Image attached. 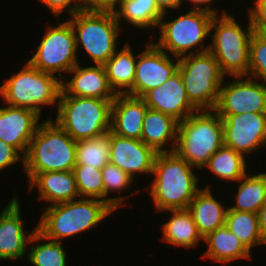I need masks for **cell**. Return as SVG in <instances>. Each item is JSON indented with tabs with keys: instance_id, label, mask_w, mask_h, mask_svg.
<instances>
[{
	"instance_id": "b9f144b4",
	"label": "cell",
	"mask_w": 266,
	"mask_h": 266,
	"mask_svg": "<svg viewBox=\"0 0 266 266\" xmlns=\"http://www.w3.org/2000/svg\"><path fill=\"white\" fill-rule=\"evenodd\" d=\"M158 8L168 14V9H179L181 7V0H155Z\"/></svg>"
},
{
	"instance_id": "4316f807",
	"label": "cell",
	"mask_w": 266,
	"mask_h": 266,
	"mask_svg": "<svg viewBox=\"0 0 266 266\" xmlns=\"http://www.w3.org/2000/svg\"><path fill=\"white\" fill-rule=\"evenodd\" d=\"M118 6L113 12L119 25L124 20L136 29L158 28L164 14L155 0H120Z\"/></svg>"
},
{
	"instance_id": "44dd1931",
	"label": "cell",
	"mask_w": 266,
	"mask_h": 266,
	"mask_svg": "<svg viewBox=\"0 0 266 266\" xmlns=\"http://www.w3.org/2000/svg\"><path fill=\"white\" fill-rule=\"evenodd\" d=\"M178 126L179 121L172 116L148 108L142 123L141 141L157 153L173 152L177 144ZM166 145L170 148L168 146L166 149Z\"/></svg>"
},
{
	"instance_id": "6da1fadb",
	"label": "cell",
	"mask_w": 266,
	"mask_h": 266,
	"mask_svg": "<svg viewBox=\"0 0 266 266\" xmlns=\"http://www.w3.org/2000/svg\"><path fill=\"white\" fill-rule=\"evenodd\" d=\"M175 151L157 153L153 164L155 178L149 188L155 211L188 209L199 187L197 173Z\"/></svg>"
},
{
	"instance_id": "8d00e7d4",
	"label": "cell",
	"mask_w": 266,
	"mask_h": 266,
	"mask_svg": "<svg viewBox=\"0 0 266 266\" xmlns=\"http://www.w3.org/2000/svg\"><path fill=\"white\" fill-rule=\"evenodd\" d=\"M18 162L24 167V156L15 147L0 140V173Z\"/></svg>"
},
{
	"instance_id": "7c38bea8",
	"label": "cell",
	"mask_w": 266,
	"mask_h": 266,
	"mask_svg": "<svg viewBox=\"0 0 266 266\" xmlns=\"http://www.w3.org/2000/svg\"><path fill=\"white\" fill-rule=\"evenodd\" d=\"M234 78L231 82L224 78L215 111L219 115L266 113V84L249 76Z\"/></svg>"
},
{
	"instance_id": "7a4b0ae2",
	"label": "cell",
	"mask_w": 266,
	"mask_h": 266,
	"mask_svg": "<svg viewBox=\"0 0 266 266\" xmlns=\"http://www.w3.org/2000/svg\"><path fill=\"white\" fill-rule=\"evenodd\" d=\"M76 141L52 117L39 124L24 156L23 171L28 183L38 174L73 171Z\"/></svg>"
},
{
	"instance_id": "52a82bcc",
	"label": "cell",
	"mask_w": 266,
	"mask_h": 266,
	"mask_svg": "<svg viewBox=\"0 0 266 266\" xmlns=\"http://www.w3.org/2000/svg\"><path fill=\"white\" fill-rule=\"evenodd\" d=\"M113 100L70 96L61 89L55 122L75 141L108 133Z\"/></svg>"
},
{
	"instance_id": "ac0fdd59",
	"label": "cell",
	"mask_w": 266,
	"mask_h": 266,
	"mask_svg": "<svg viewBox=\"0 0 266 266\" xmlns=\"http://www.w3.org/2000/svg\"><path fill=\"white\" fill-rule=\"evenodd\" d=\"M41 117L27 108L0 107V140L15 147L25 156ZM40 121V122H39Z\"/></svg>"
},
{
	"instance_id": "9a60e30c",
	"label": "cell",
	"mask_w": 266,
	"mask_h": 266,
	"mask_svg": "<svg viewBox=\"0 0 266 266\" xmlns=\"http://www.w3.org/2000/svg\"><path fill=\"white\" fill-rule=\"evenodd\" d=\"M157 152L141 140L119 136L110 130L109 163L116 165L134 180L136 174H152Z\"/></svg>"
},
{
	"instance_id": "4fadbf2b",
	"label": "cell",
	"mask_w": 266,
	"mask_h": 266,
	"mask_svg": "<svg viewBox=\"0 0 266 266\" xmlns=\"http://www.w3.org/2000/svg\"><path fill=\"white\" fill-rule=\"evenodd\" d=\"M149 42L137 56L134 83L125 93L127 95L142 97L147 91L161 86L178 71L179 58L174 60V56L170 57L153 41Z\"/></svg>"
},
{
	"instance_id": "d6986e66",
	"label": "cell",
	"mask_w": 266,
	"mask_h": 266,
	"mask_svg": "<svg viewBox=\"0 0 266 266\" xmlns=\"http://www.w3.org/2000/svg\"><path fill=\"white\" fill-rule=\"evenodd\" d=\"M72 78L62 80V90L70 96L115 99L117 95L110 87L104 65L81 67L75 65L69 72Z\"/></svg>"
},
{
	"instance_id": "d4e9b609",
	"label": "cell",
	"mask_w": 266,
	"mask_h": 266,
	"mask_svg": "<svg viewBox=\"0 0 266 266\" xmlns=\"http://www.w3.org/2000/svg\"><path fill=\"white\" fill-rule=\"evenodd\" d=\"M172 216L167 222L162 223V238L174 246L185 247L188 249L198 246L199 241L203 242L202 236L199 234L192 214L188 209L167 210Z\"/></svg>"
},
{
	"instance_id": "83f0119b",
	"label": "cell",
	"mask_w": 266,
	"mask_h": 266,
	"mask_svg": "<svg viewBox=\"0 0 266 266\" xmlns=\"http://www.w3.org/2000/svg\"><path fill=\"white\" fill-rule=\"evenodd\" d=\"M236 183L238 190L235 195V204L228 207L235 211L258 213L266 201V173L246 174Z\"/></svg>"
},
{
	"instance_id": "5b68a950",
	"label": "cell",
	"mask_w": 266,
	"mask_h": 266,
	"mask_svg": "<svg viewBox=\"0 0 266 266\" xmlns=\"http://www.w3.org/2000/svg\"><path fill=\"white\" fill-rule=\"evenodd\" d=\"M223 146L222 119L215 110H199L179 122L174 151L192 167L203 169Z\"/></svg>"
},
{
	"instance_id": "7402d4cb",
	"label": "cell",
	"mask_w": 266,
	"mask_h": 266,
	"mask_svg": "<svg viewBox=\"0 0 266 266\" xmlns=\"http://www.w3.org/2000/svg\"><path fill=\"white\" fill-rule=\"evenodd\" d=\"M29 192L38 187V200L50 205L73 201L79 197L73 171L38 173L28 184Z\"/></svg>"
},
{
	"instance_id": "836d02e7",
	"label": "cell",
	"mask_w": 266,
	"mask_h": 266,
	"mask_svg": "<svg viewBox=\"0 0 266 266\" xmlns=\"http://www.w3.org/2000/svg\"><path fill=\"white\" fill-rule=\"evenodd\" d=\"M76 186L81 198L104 201V185L101 169L85 164H76L73 168Z\"/></svg>"
},
{
	"instance_id": "8fae6325",
	"label": "cell",
	"mask_w": 266,
	"mask_h": 266,
	"mask_svg": "<svg viewBox=\"0 0 266 266\" xmlns=\"http://www.w3.org/2000/svg\"><path fill=\"white\" fill-rule=\"evenodd\" d=\"M46 27L36 53L28 61L42 72L58 74L62 81L64 74L79 63L75 33L68 20Z\"/></svg>"
},
{
	"instance_id": "ffe728a7",
	"label": "cell",
	"mask_w": 266,
	"mask_h": 266,
	"mask_svg": "<svg viewBox=\"0 0 266 266\" xmlns=\"http://www.w3.org/2000/svg\"><path fill=\"white\" fill-rule=\"evenodd\" d=\"M147 109L141 97L117 94L111 106V131L122 137L141 140Z\"/></svg>"
},
{
	"instance_id": "74e56055",
	"label": "cell",
	"mask_w": 266,
	"mask_h": 266,
	"mask_svg": "<svg viewBox=\"0 0 266 266\" xmlns=\"http://www.w3.org/2000/svg\"><path fill=\"white\" fill-rule=\"evenodd\" d=\"M253 4L247 12L255 32L262 33L266 30V0H254Z\"/></svg>"
},
{
	"instance_id": "e0dca14e",
	"label": "cell",
	"mask_w": 266,
	"mask_h": 266,
	"mask_svg": "<svg viewBox=\"0 0 266 266\" xmlns=\"http://www.w3.org/2000/svg\"><path fill=\"white\" fill-rule=\"evenodd\" d=\"M141 98L148 108L168 114L179 122L198 111L187 97L179 71L161 86L147 91Z\"/></svg>"
},
{
	"instance_id": "2e32d148",
	"label": "cell",
	"mask_w": 266,
	"mask_h": 266,
	"mask_svg": "<svg viewBox=\"0 0 266 266\" xmlns=\"http://www.w3.org/2000/svg\"><path fill=\"white\" fill-rule=\"evenodd\" d=\"M21 206L15 195L0 212V260H18L27 257V244L37 230L26 232L21 218ZM30 232V233H29ZM28 233V234H27Z\"/></svg>"
},
{
	"instance_id": "277c9868",
	"label": "cell",
	"mask_w": 266,
	"mask_h": 266,
	"mask_svg": "<svg viewBox=\"0 0 266 266\" xmlns=\"http://www.w3.org/2000/svg\"><path fill=\"white\" fill-rule=\"evenodd\" d=\"M247 16V28H243L236 17L225 10L214 16L210 25L212 42L209 51L217 60L221 72L232 79L234 76H248L250 44L255 30Z\"/></svg>"
},
{
	"instance_id": "f1b7e54d",
	"label": "cell",
	"mask_w": 266,
	"mask_h": 266,
	"mask_svg": "<svg viewBox=\"0 0 266 266\" xmlns=\"http://www.w3.org/2000/svg\"><path fill=\"white\" fill-rule=\"evenodd\" d=\"M247 164L243 154L223 146L211 155L205 167L222 181L237 182L247 174Z\"/></svg>"
},
{
	"instance_id": "f35d334b",
	"label": "cell",
	"mask_w": 266,
	"mask_h": 266,
	"mask_svg": "<svg viewBox=\"0 0 266 266\" xmlns=\"http://www.w3.org/2000/svg\"><path fill=\"white\" fill-rule=\"evenodd\" d=\"M81 2L83 9L86 10L114 11L120 0H81Z\"/></svg>"
},
{
	"instance_id": "ab89813d",
	"label": "cell",
	"mask_w": 266,
	"mask_h": 266,
	"mask_svg": "<svg viewBox=\"0 0 266 266\" xmlns=\"http://www.w3.org/2000/svg\"><path fill=\"white\" fill-rule=\"evenodd\" d=\"M183 1L185 2V0H181V6L183 4ZM186 1L188 2L190 1V3L193 5L191 10L204 11L214 16L219 14L216 8L210 6L215 2V0H186Z\"/></svg>"
},
{
	"instance_id": "4dcf8cb0",
	"label": "cell",
	"mask_w": 266,
	"mask_h": 266,
	"mask_svg": "<svg viewBox=\"0 0 266 266\" xmlns=\"http://www.w3.org/2000/svg\"><path fill=\"white\" fill-rule=\"evenodd\" d=\"M43 240L48 241L45 243ZM44 242L41 243L40 242ZM37 242V243H36ZM30 250L27 253L29 263L34 266H67V253L62 246V242L45 238L36 230L30 239Z\"/></svg>"
},
{
	"instance_id": "30bf717a",
	"label": "cell",
	"mask_w": 266,
	"mask_h": 266,
	"mask_svg": "<svg viewBox=\"0 0 266 266\" xmlns=\"http://www.w3.org/2000/svg\"><path fill=\"white\" fill-rule=\"evenodd\" d=\"M178 71L190 103L199 110H215L226 77L210 51L179 58Z\"/></svg>"
},
{
	"instance_id": "d590c367",
	"label": "cell",
	"mask_w": 266,
	"mask_h": 266,
	"mask_svg": "<svg viewBox=\"0 0 266 266\" xmlns=\"http://www.w3.org/2000/svg\"><path fill=\"white\" fill-rule=\"evenodd\" d=\"M45 4L50 9L55 18H60L61 13L64 11L72 16L76 12L83 9L81 0H37Z\"/></svg>"
},
{
	"instance_id": "d6a6232c",
	"label": "cell",
	"mask_w": 266,
	"mask_h": 266,
	"mask_svg": "<svg viewBox=\"0 0 266 266\" xmlns=\"http://www.w3.org/2000/svg\"><path fill=\"white\" fill-rule=\"evenodd\" d=\"M102 180L104 185V202H106L113 210H117L120 207L126 205L124 202L128 196L107 197L111 192H122L131 187L135 182L132 177L121 170L116 165L111 163L106 164L102 169Z\"/></svg>"
},
{
	"instance_id": "9c48e42d",
	"label": "cell",
	"mask_w": 266,
	"mask_h": 266,
	"mask_svg": "<svg viewBox=\"0 0 266 266\" xmlns=\"http://www.w3.org/2000/svg\"><path fill=\"white\" fill-rule=\"evenodd\" d=\"M165 16L166 13L160 19L159 40L154 43L159 49L175 58L209 51L210 44L205 46L203 42L211 35L210 25L214 15L190 9L171 21Z\"/></svg>"
},
{
	"instance_id": "7bdbcfd3",
	"label": "cell",
	"mask_w": 266,
	"mask_h": 266,
	"mask_svg": "<svg viewBox=\"0 0 266 266\" xmlns=\"http://www.w3.org/2000/svg\"><path fill=\"white\" fill-rule=\"evenodd\" d=\"M263 36L266 38V30L262 32Z\"/></svg>"
},
{
	"instance_id": "8992f818",
	"label": "cell",
	"mask_w": 266,
	"mask_h": 266,
	"mask_svg": "<svg viewBox=\"0 0 266 266\" xmlns=\"http://www.w3.org/2000/svg\"><path fill=\"white\" fill-rule=\"evenodd\" d=\"M61 82L58 76L38 70L27 60L0 86V97L6 105L27 108L41 116L42 107L57 106Z\"/></svg>"
},
{
	"instance_id": "3957f363",
	"label": "cell",
	"mask_w": 266,
	"mask_h": 266,
	"mask_svg": "<svg viewBox=\"0 0 266 266\" xmlns=\"http://www.w3.org/2000/svg\"><path fill=\"white\" fill-rule=\"evenodd\" d=\"M48 206L38 221L37 230L45 238L58 242L93 229L114 212L106 202L92 198L79 197Z\"/></svg>"
},
{
	"instance_id": "f546056e",
	"label": "cell",
	"mask_w": 266,
	"mask_h": 266,
	"mask_svg": "<svg viewBox=\"0 0 266 266\" xmlns=\"http://www.w3.org/2000/svg\"><path fill=\"white\" fill-rule=\"evenodd\" d=\"M225 225L250 252L253 247L263 246L257 213L235 211L228 208Z\"/></svg>"
},
{
	"instance_id": "e575fe53",
	"label": "cell",
	"mask_w": 266,
	"mask_h": 266,
	"mask_svg": "<svg viewBox=\"0 0 266 266\" xmlns=\"http://www.w3.org/2000/svg\"><path fill=\"white\" fill-rule=\"evenodd\" d=\"M248 76L266 84V38L254 32L250 44Z\"/></svg>"
},
{
	"instance_id": "1f68e13d",
	"label": "cell",
	"mask_w": 266,
	"mask_h": 266,
	"mask_svg": "<svg viewBox=\"0 0 266 266\" xmlns=\"http://www.w3.org/2000/svg\"><path fill=\"white\" fill-rule=\"evenodd\" d=\"M76 164L102 169L109 163L110 131L97 137L76 141Z\"/></svg>"
},
{
	"instance_id": "cb8c5ba5",
	"label": "cell",
	"mask_w": 266,
	"mask_h": 266,
	"mask_svg": "<svg viewBox=\"0 0 266 266\" xmlns=\"http://www.w3.org/2000/svg\"><path fill=\"white\" fill-rule=\"evenodd\" d=\"M203 241L208 247L201 255L202 259L209 258L223 265L238 259H251L252 253L226 225L209 233Z\"/></svg>"
},
{
	"instance_id": "ba28073f",
	"label": "cell",
	"mask_w": 266,
	"mask_h": 266,
	"mask_svg": "<svg viewBox=\"0 0 266 266\" xmlns=\"http://www.w3.org/2000/svg\"><path fill=\"white\" fill-rule=\"evenodd\" d=\"M67 19L74 30L76 47H82L94 65H104L118 49L121 26L113 11L82 9ZM80 46V47H79Z\"/></svg>"
},
{
	"instance_id": "603a6c76",
	"label": "cell",
	"mask_w": 266,
	"mask_h": 266,
	"mask_svg": "<svg viewBox=\"0 0 266 266\" xmlns=\"http://www.w3.org/2000/svg\"><path fill=\"white\" fill-rule=\"evenodd\" d=\"M221 203L213 196L210 187L205 186L195 194L194 199L189 204L188 210L192 214L202 238L225 226L228 207Z\"/></svg>"
},
{
	"instance_id": "484cf974",
	"label": "cell",
	"mask_w": 266,
	"mask_h": 266,
	"mask_svg": "<svg viewBox=\"0 0 266 266\" xmlns=\"http://www.w3.org/2000/svg\"><path fill=\"white\" fill-rule=\"evenodd\" d=\"M137 56L127 43L104 64L108 83L116 94H125L133 86Z\"/></svg>"
},
{
	"instance_id": "5bb4252c",
	"label": "cell",
	"mask_w": 266,
	"mask_h": 266,
	"mask_svg": "<svg viewBox=\"0 0 266 266\" xmlns=\"http://www.w3.org/2000/svg\"><path fill=\"white\" fill-rule=\"evenodd\" d=\"M219 116L223 124L224 146L245 157L266 146V113Z\"/></svg>"
},
{
	"instance_id": "60d3db41",
	"label": "cell",
	"mask_w": 266,
	"mask_h": 266,
	"mask_svg": "<svg viewBox=\"0 0 266 266\" xmlns=\"http://www.w3.org/2000/svg\"><path fill=\"white\" fill-rule=\"evenodd\" d=\"M258 222L263 245L266 246V201L258 211Z\"/></svg>"
}]
</instances>
